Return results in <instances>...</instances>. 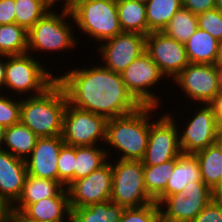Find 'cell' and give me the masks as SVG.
I'll list each match as a JSON object with an SVG mask.
<instances>
[{
	"mask_svg": "<svg viewBox=\"0 0 222 222\" xmlns=\"http://www.w3.org/2000/svg\"><path fill=\"white\" fill-rule=\"evenodd\" d=\"M48 197H68V192L59 181L27 175L20 197L11 206L12 214H20L29 204Z\"/></svg>",
	"mask_w": 222,
	"mask_h": 222,
	"instance_id": "20",
	"label": "cell"
},
{
	"mask_svg": "<svg viewBox=\"0 0 222 222\" xmlns=\"http://www.w3.org/2000/svg\"><path fill=\"white\" fill-rule=\"evenodd\" d=\"M75 155L74 181L87 177L109 161L105 146L100 145L75 146Z\"/></svg>",
	"mask_w": 222,
	"mask_h": 222,
	"instance_id": "27",
	"label": "cell"
},
{
	"mask_svg": "<svg viewBox=\"0 0 222 222\" xmlns=\"http://www.w3.org/2000/svg\"><path fill=\"white\" fill-rule=\"evenodd\" d=\"M191 222H222V195L213 198Z\"/></svg>",
	"mask_w": 222,
	"mask_h": 222,
	"instance_id": "37",
	"label": "cell"
},
{
	"mask_svg": "<svg viewBox=\"0 0 222 222\" xmlns=\"http://www.w3.org/2000/svg\"><path fill=\"white\" fill-rule=\"evenodd\" d=\"M62 4L63 5H60L59 7H62L60 10L55 8L58 4L54 5V9L52 8L49 12H47L28 31L27 53H30L39 59L40 57H45L44 55L49 54V52L50 55L51 52L52 54L54 52L59 55L62 51L64 53H66V50L70 49L74 51L73 49L78 46V43L80 44V39H77L78 37L75 36V33L78 31L75 29V25H73L74 20L69 8L64 2ZM37 52L39 54L41 52V55L43 52L45 54L41 56ZM35 54H38V56H35Z\"/></svg>",
	"mask_w": 222,
	"mask_h": 222,
	"instance_id": "3",
	"label": "cell"
},
{
	"mask_svg": "<svg viewBox=\"0 0 222 222\" xmlns=\"http://www.w3.org/2000/svg\"><path fill=\"white\" fill-rule=\"evenodd\" d=\"M120 74L127 90L141 105L164 106L162 97H159L155 87H158L162 80L165 84L166 77L146 52L131 62Z\"/></svg>",
	"mask_w": 222,
	"mask_h": 222,
	"instance_id": "10",
	"label": "cell"
},
{
	"mask_svg": "<svg viewBox=\"0 0 222 222\" xmlns=\"http://www.w3.org/2000/svg\"><path fill=\"white\" fill-rule=\"evenodd\" d=\"M17 98V99H16ZM0 93V124L9 127L20 123L21 98Z\"/></svg>",
	"mask_w": 222,
	"mask_h": 222,
	"instance_id": "35",
	"label": "cell"
},
{
	"mask_svg": "<svg viewBox=\"0 0 222 222\" xmlns=\"http://www.w3.org/2000/svg\"><path fill=\"white\" fill-rule=\"evenodd\" d=\"M215 144L217 145V147L220 149L222 153V127H220L217 132Z\"/></svg>",
	"mask_w": 222,
	"mask_h": 222,
	"instance_id": "45",
	"label": "cell"
},
{
	"mask_svg": "<svg viewBox=\"0 0 222 222\" xmlns=\"http://www.w3.org/2000/svg\"><path fill=\"white\" fill-rule=\"evenodd\" d=\"M12 222H39V221H32V220H12Z\"/></svg>",
	"mask_w": 222,
	"mask_h": 222,
	"instance_id": "48",
	"label": "cell"
},
{
	"mask_svg": "<svg viewBox=\"0 0 222 222\" xmlns=\"http://www.w3.org/2000/svg\"><path fill=\"white\" fill-rule=\"evenodd\" d=\"M217 196L202 180L168 195L160 204L161 222H191Z\"/></svg>",
	"mask_w": 222,
	"mask_h": 222,
	"instance_id": "11",
	"label": "cell"
},
{
	"mask_svg": "<svg viewBox=\"0 0 222 222\" xmlns=\"http://www.w3.org/2000/svg\"><path fill=\"white\" fill-rule=\"evenodd\" d=\"M27 175L25 160L0 149V198L10 206L20 197Z\"/></svg>",
	"mask_w": 222,
	"mask_h": 222,
	"instance_id": "18",
	"label": "cell"
},
{
	"mask_svg": "<svg viewBox=\"0 0 222 222\" xmlns=\"http://www.w3.org/2000/svg\"><path fill=\"white\" fill-rule=\"evenodd\" d=\"M64 144L62 136L38 137L25 160L28 175L58 181V158Z\"/></svg>",
	"mask_w": 222,
	"mask_h": 222,
	"instance_id": "17",
	"label": "cell"
},
{
	"mask_svg": "<svg viewBox=\"0 0 222 222\" xmlns=\"http://www.w3.org/2000/svg\"><path fill=\"white\" fill-rule=\"evenodd\" d=\"M194 105L196 111L188 109L191 111L189 113L193 114L187 118L188 122L184 119L183 124L180 119L181 127L180 123L177 124L182 154H195L215 144L216 135L220 128L213 110L208 104H200V108L197 104ZM183 125L186 126L182 127Z\"/></svg>",
	"mask_w": 222,
	"mask_h": 222,
	"instance_id": "12",
	"label": "cell"
},
{
	"mask_svg": "<svg viewBox=\"0 0 222 222\" xmlns=\"http://www.w3.org/2000/svg\"><path fill=\"white\" fill-rule=\"evenodd\" d=\"M111 159L87 177L73 181L66 189L70 208L85 207L110 200L112 191Z\"/></svg>",
	"mask_w": 222,
	"mask_h": 222,
	"instance_id": "16",
	"label": "cell"
},
{
	"mask_svg": "<svg viewBox=\"0 0 222 222\" xmlns=\"http://www.w3.org/2000/svg\"><path fill=\"white\" fill-rule=\"evenodd\" d=\"M119 23L123 32L148 35L145 3L132 0H116Z\"/></svg>",
	"mask_w": 222,
	"mask_h": 222,
	"instance_id": "26",
	"label": "cell"
},
{
	"mask_svg": "<svg viewBox=\"0 0 222 222\" xmlns=\"http://www.w3.org/2000/svg\"><path fill=\"white\" fill-rule=\"evenodd\" d=\"M149 131V105H142L132 113L108 119L104 145L108 158L141 161L148 145Z\"/></svg>",
	"mask_w": 222,
	"mask_h": 222,
	"instance_id": "2",
	"label": "cell"
},
{
	"mask_svg": "<svg viewBox=\"0 0 222 222\" xmlns=\"http://www.w3.org/2000/svg\"><path fill=\"white\" fill-rule=\"evenodd\" d=\"M72 15L75 29L101 43L122 33L116 0H61ZM93 38V39H92Z\"/></svg>",
	"mask_w": 222,
	"mask_h": 222,
	"instance_id": "5",
	"label": "cell"
},
{
	"mask_svg": "<svg viewBox=\"0 0 222 222\" xmlns=\"http://www.w3.org/2000/svg\"><path fill=\"white\" fill-rule=\"evenodd\" d=\"M28 32L16 23L0 25V55L13 56L27 53Z\"/></svg>",
	"mask_w": 222,
	"mask_h": 222,
	"instance_id": "31",
	"label": "cell"
},
{
	"mask_svg": "<svg viewBox=\"0 0 222 222\" xmlns=\"http://www.w3.org/2000/svg\"><path fill=\"white\" fill-rule=\"evenodd\" d=\"M208 105L212 108L218 125L222 127V92H219Z\"/></svg>",
	"mask_w": 222,
	"mask_h": 222,
	"instance_id": "40",
	"label": "cell"
},
{
	"mask_svg": "<svg viewBox=\"0 0 222 222\" xmlns=\"http://www.w3.org/2000/svg\"><path fill=\"white\" fill-rule=\"evenodd\" d=\"M42 63L30 53L6 56L5 92L20 98L45 92L57 81V74Z\"/></svg>",
	"mask_w": 222,
	"mask_h": 222,
	"instance_id": "6",
	"label": "cell"
},
{
	"mask_svg": "<svg viewBox=\"0 0 222 222\" xmlns=\"http://www.w3.org/2000/svg\"><path fill=\"white\" fill-rule=\"evenodd\" d=\"M198 28L211 34L219 42L222 41V12L216 8L197 15Z\"/></svg>",
	"mask_w": 222,
	"mask_h": 222,
	"instance_id": "36",
	"label": "cell"
},
{
	"mask_svg": "<svg viewBox=\"0 0 222 222\" xmlns=\"http://www.w3.org/2000/svg\"><path fill=\"white\" fill-rule=\"evenodd\" d=\"M199 161L201 180L217 195H222V153L216 144L194 154Z\"/></svg>",
	"mask_w": 222,
	"mask_h": 222,
	"instance_id": "22",
	"label": "cell"
},
{
	"mask_svg": "<svg viewBox=\"0 0 222 222\" xmlns=\"http://www.w3.org/2000/svg\"><path fill=\"white\" fill-rule=\"evenodd\" d=\"M61 0H14L15 23L27 32Z\"/></svg>",
	"mask_w": 222,
	"mask_h": 222,
	"instance_id": "29",
	"label": "cell"
},
{
	"mask_svg": "<svg viewBox=\"0 0 222 222\" xmlns=\"http://www.w3.org/2000/svg\"><path fill=\"white\" fill-rule=\"evenodd\" d=\"M5 72H6V56L0 55V93L5 92Z\"/></svg>",
	"mask_w": 222,
	"mask_h": 222,
	"instance_id": "42",
	"label": "cell"
},
{
	"mask_svg": "<svg viewBox=\"0 0 222 222\" xmlns=\"http://www.w3.org/2000/svg\"><path fill=\"white\" fill-rule=\"evenodd\" d=\"M197 28V15L182 7L171 18L162 32L178 42L185 43L189 40Z\"/></svg>",
	"mask_w": 222,
	"mask_h": 222,
	"instance_id": "32",
	"label": "cell"
},
{
	"mask_svg": "<svg viewBox=\"0 0 222 222\" xmlns=\"http://www.w3.org/2000/svg\"><path fill=\"white\" fill-rule=\"evenodd\" d=\"M67 103L66 92L56 81L40 95L21 98L20 122L37 137L61 136Z\"/></svg>",
	"mask_w": 222,
	"mask_h": 222,
	"instance_id": "4",
	"label": "cell"
},
{
	"mask_svg": "<svg viewBox=\"0 0 222 222\" xmlns=\"http://www.w3.org/2000/svg\"><path fill=\"white\" fill-rule=\"evenodd\" d=\"M184 44L190 63L214 65L219 41L211 34L197 28Z\"/></svg>",
	"mask_w": 222,
	"mask_h": 222,
	"instance_id": "23",
	"label": "cell"
},
{
	"mask_svg": "<svg viewBox=\"0 0 222 222\" xmlns=\"http://www.w3.org/2000/svg\"><path fill=\"white\" fill-rule=\"evenodd\" d=\"M106 123L105 117L74 107L68 102L61 136L64 143L71 146H104Z\"/></svg>",
	"mask_w": 222,
	"mask_h": 222,
	"instance_id": "9",
	"label": "cell"
},
{
	"mask_svg": "<svg viewBox=\"0 0 222 222\" xmlns=\"http://www.w3.org/2000/svg\"><path fill=\"white\" fill-rule=\"evenodd\" d=\"M98 44L95 51L103 60L100 64L120 74L145 52L146 36L137 32H122Z\"/></svg>",
	"mask_w": 222,
	"mask_h": 222,
	"instance_id": "13",
	"label": "cell"
},
{
	"mask_svg": "<svg viewBox=\"0 0 222 222\" xmlns=\"http://www.w3.org/2000/svg\"><path fill=\"white\" fill-rule=\"evenodd\" d=\"M182 7L195 15L215 8V0H182Z\"/></svg>",
	"mask_w": 222,
	"mask_h": 222,
	"instance_id": "38",
	"label": "cell"
},
{
	"mask_svg": "<svg viewBox=\"0 0 222 222\" xmlns=\"http://www.w3.org/2000/svg\"><path fill=\"white\" fill-rule=\"evenodd\" d=\"M14 0H0V25L15 23Z\"/></svg>",
	"mask_w": 222,
	"mask_h": 222,
	"instance_id": "39",
	"label": "cell"
},
{
	"mask_svg": "<svg viewBox=\"0 0 222 222\" xmlns=\"http://www.w3.org/2000/svg\"><path fill=\"white\" fill-rule=\"evenodd\" d=\"M160 107L150 106V131L148 145L141 160L144 166H154L168 162L182 154L179 143V132L175 112L161 110ZM156 110V112H155ZM164 111V113H162ZM175 113V114H174ZM155 115V116H154ZM152 117V118H151ZM156 118L155 120L153 118Z\"/></svg>",
	"mask_w": 222,
	"mask_h": 222,
	"instance_id": "7",
	"label": "cell"
},
{
	"mask_svg": "<svg viewBox=\"0 0 222 222\" xmlns=\"http://www.w3.org/2000/svg\"><path fill=\"white\" fill-rule=\"evenodd\" d=\"M112 160L113 182L110 200L124 208L140 207L154 202L145 189L142 161Z\"/></svg>",
	"mask_w": 222,
	"mask_h": 222,
	"instance_id": "8",
	"label": "cell"
},
{
	"mask_svg": "<svg viewBox=\"0 0 222 222\" xmlns=\"http://www.w3.org/2000/svg\"><path fill=\"white\" fill-rule=\"evenodd\" d=\"M124 207L107 200L71 209L70 222H119Z\"/></svg>",
	"mask_w": 222,
	"mask_h": 222,
	"instance_id": "25",
	"label": "cell"
},
{
	"mask_svg": "<svg viewBox=\"0 0 222 222\" xmlns=\"http://www.w3.org/2000/svg\"><path fill=\"white\" fill-rule=\"evenodd\" d=\"M145 6L148 34L162 32L171 18L182 8V0H148Z\"/></svg>",
	"mask_w": 222,
	"mask_h": 222,
	"instance_id": "30",
	"label": "cell"
},
{
	"mask_svg": "<svg viewBox=\"0 0 222 222\" xmlns=\"http://www.w3.org/2000/svg\"><path fill=\"white\" fill-rule=\"evenodd\" d=\"M173 172L163 191V200L183 191L187 183L201 181L199 161L194 154L179 155Z\"/></svg>",
	"mask_w": 222,
	"mask_h": 222,
	"instance_id": "21",
	"label": "cell"
},
{
	"mask_svg": "<svg viewBox=\"0 0 222 222\" xmlns=\"http://www.w3.org/2000/svg\"><path fill=\"white\" fill-rule=\"evenodd\" d=\"M215 66H222V41L218 44L217 57L214 63Z\"/></svg>",
	"mask_w": 222,
	"mask_h": 222,
	"instance_id": "43",
	"label": "cell"
},
{
	"mask_svg": "<svg viewBox=\"0 0 222 222\" xmlns=\"http://www.w3.org/2000/svg\"><path fill=\"white\" fill-rule=\"evenodd\" d=\"M215 8L222 12V0H215Z\"/></svg>",
	"mask_w": 222,
	"mask_h": 222,
	"instance_id": "47",
	"label": "cell"
},
{
	"mask_svg": "<svg viewBox=\"0 0 222 222\" xmlns=\"http://www.w3.org/2000/svg\"><path fill=\"white\" fill-rule=\"evenodd\" d=\"M119 222H161V210L155 201L140 207L125 208Z\"/></svg>",
	"mask_w": 222,
	"mask_h": 222,
	"instance_id": "33",
	"label": "cell"
},
{
	"mask_svg": "<svg viewBox=\"0 0 222 222\" xmlns=\"http://www.w3.org/2000/svg\"><path fill=\"white\" fill-rule=\"evenodd\" d=\"M177 162V157L154 166H144V183L148 196L160 204L163 201V191L167 182L174 173L173 168Z\"/></svg>",
	"mask_w": 222,
	"mask_h": 222,
	"instance_id": "28",
	"label": "cell"
},
{
	"mask_svg": "<svg viewBox=\"0 0 222 222\" xmlns=\"http://www.w3.org/2000/svg\"><path fill=\"white\" fill-rule=\"evenodd\" d=\"M38 137L21 122L5 127L2 149L26 160L35 147Z\"/></svg>",
	"mask_w": 222,
	"mask_h": 222,
	"instance_id": "24",
	"label": "cell"
},
{
	"mask_svg": "<svg viewBox=\"0 0 222 222\" xmlns=\"http://www.w3.org/2000/svg\"><path fill=\"white\" fill-rule=\"evenodd\" d=\"M75 146L64 144L58 158V181L66 188L74 181Z\"/></svg>",
	"mask_w": 222,
	"mask_h": 222,
	"instance_id": "34",
	"label": "cell"
},
{
	"mask_svg": "<svg viewBox=\"0 0 222 222\" xmlns=\"http://www.w3.org/2000/svg\"><path fill=\"white\" fill-rule=\"evenodd\" d=\"M217 85L219 92H222V66H216Z\"/></svg>",
	"mask_w": 222,
	"mask_h": 222,
	"instance_id": "44",
	"label": "cell"
},
{
	"mask_svg": "<svg viewBox=\"0 0 222 222\" xmlns=\"http://www.w3.org/2000/svg\"><path fill=\"white\" fill-rule=\"evenodd\" d=\"M71 208L68 197H48L29 204L20 214H12V220L39 222H70Z\"/></svg>",
	"mask_w": 222,
	"mask_h": 222,
	"instance_id": "19",
	"label": "cell"
},
{
	"mask_svg": "<svg viewBox=\"0 0 222 222\" xmlns=\"http://www.w3.org/2000/svg\"><path fill=\"white\" fill-rule=\"evenodd\" d=\"M171 82L181 88L179 93L190 101V107L208 104L219 93L215 65L189 63Z\"/></svg>",
	"mask_w": 222,
	"mask_h": 222,
	"instance_id": "14",
	"label": "cell"
},
{
	"mask_svg": "<svg viewBox=\"0 0 222 222\" xmlns=\"http://www.w3.org/2000/svg\"><path fill=\"white\" fill-rule=\"evenodd\" d=\"M4 131L5 127L0 124V149H2L3 141H4Z\"/></svg>",
	"mask_w": 222,
	"mask_h": 222,
	"instance_id": "46",
	"label": "cell"
},
{
	"mask_svg": "<svg viewBox=\"0 0 222 222\" xmlns=\"http://www.w3.org/2000/svg\"><path fill=\"white\" fill-rule=\"evenodd\" d=\"M145 52L157 64L169 82L190 63L185 44L163 32H151L146 35Z\"/></svg>",
	"mask_w": 222,
	"mask_h": 222,
	"instance_id": "15",
	"label": "cell"
},
{
	"mask_svg": "<svg viewBox=\"0 0 222 222\" xmlns=\"http://www.w3.org/2000/svg\"><path fill=\"white\" fill-rule=\"evenodd\" d=\"M132 1H137V2H140V3H146L148 0H132Z\"/></svg>",
	"mask_w": 222,
	"mask_h": 222,
	"instance_id": "49",
	"label": "cell"
},
{
	"mask_svg": "<svg viewBox=\"0 0 222 222\" xmlns=\"http://www.w3.org/2000/svg\"><path fill=\"white\" fill-rule=\"evenodd\" d=\"M0 222H12L11 206L0 198Z\"/></svg>",
	"mask_w": 222,
	"mask_h": 222,
	"instance_id": "41",
	"label": "cell"
},
{
	"mask_svg": "<svg viewBox=\"0 0 222 222\" xmlns=\"http://www.w3.org/2000/svg\"><path fill=\"white\" fill-rule=\"evenodd\" d=\"M95 63L88 67L82 64V68L71 67L61 75L57 72V81L71 105L107 120L132 113L142 106L127 90L121 74L105 68L99 61Z\"/></svg>",
	"mask_w": 222,
	"mask_h": 222,
	"instance_id": "1",
	"label": "cell"
}]
</instances>
